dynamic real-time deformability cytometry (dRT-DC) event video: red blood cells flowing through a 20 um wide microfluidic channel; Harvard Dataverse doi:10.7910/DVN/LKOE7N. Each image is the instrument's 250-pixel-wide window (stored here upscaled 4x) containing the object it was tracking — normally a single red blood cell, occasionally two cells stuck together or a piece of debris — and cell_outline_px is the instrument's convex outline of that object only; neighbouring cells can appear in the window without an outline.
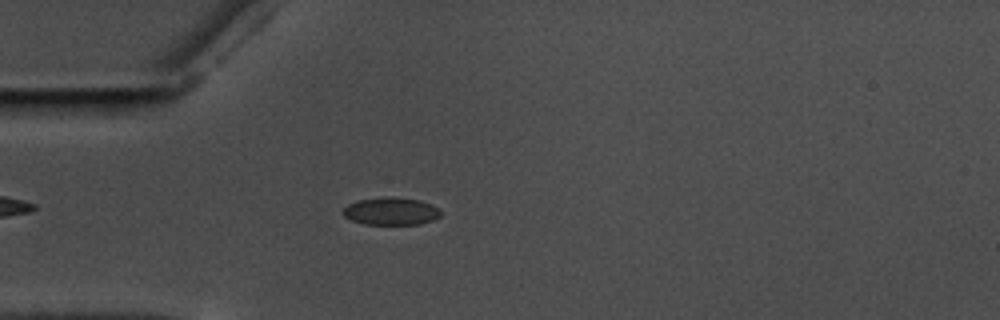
{"species": "common noctule bat (a hibernating species)", "species_latin": "Nyctalus noctula", "temperature_condition": "warm", "stored_images_in_passage": 57, "camera_frame_rate_fps": 3000, "um_per_image_px": 0.085, "animal": {"sex": "male", "body_mass_g": 17.5, "forearm_length_mm": 52.3}, "frame": {"image": 1, "passage_image": 16, "time_ms": 5.0, "image_size_px": [1000, 320], "cell_outline_px": [[440, 216], [432, 220], [420, 224], [364, 224], [352, 220], [344, 216], [344, 208], [348, 204], [360, 200], [392, 196], [420, 200], [432, 204], [440, 212]], "centroid_in_image_um": [33.25, 17.95], "position_along_channel_um": 51.8, "area_um2": 15.49}}
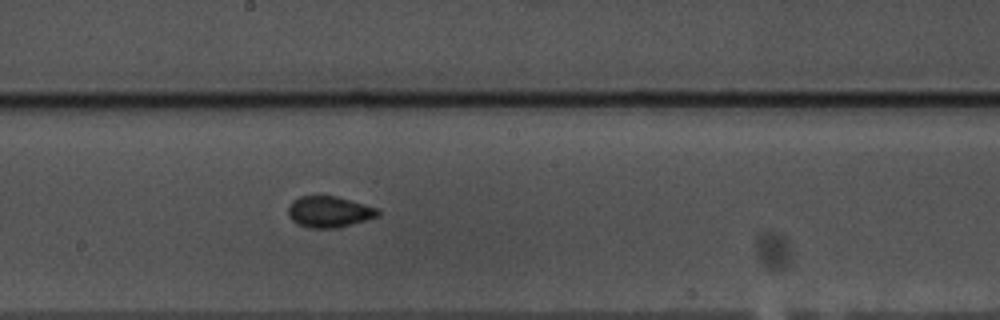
{"frame": {"image": 2, "passage_image": 31, "time_ms": 10.0, "image_size_px": [1000, 320], "cell_outline_px": [[380, 216], [336, 228], [308, 228], [296, 224], [288, 216], [288, 204], [292, 200], [300, 196], [336, 196], [364, 204], [376, 208], [380, 212]], "centroid_in_image_um": [27.93, 18.0], "position_along_channel_um": 220.3, "area_um2": 16.36}}
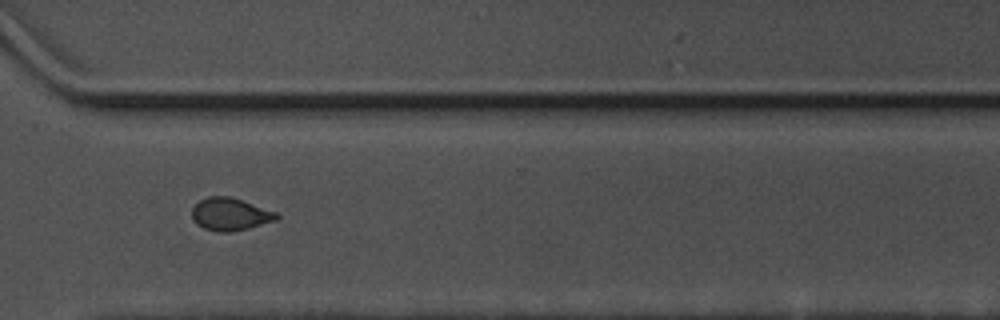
{"frame": {"image": 3, "passage_image": 42, "time_ms": 13.667, "image_size_px": [1000, 320], "cell_outline_px": [[280, 216], [276, 220], [248, 228], [228, 232], [220, 232], [204, 228], [196, 224], [192, 220], [192, 208], [200, 200], [208, 196], [228, 196], [276, 212]], "centroid_in_image_um": [19.53, 18.21], "position_along_channel_um": 351.1, "area_um2": 15.84}, "authors_computed_cell_mechanics": {"area_um2": 15.895, "velocity_mm_per_s": 3.5626, "shape_relaxation_time_tau1_ms": 7.7927, "shape_relaxation_time_tau2_ms": 0.8361, "deformation_change_tau1": 0.1229, "deformation_change_tau2": 0.0485}}